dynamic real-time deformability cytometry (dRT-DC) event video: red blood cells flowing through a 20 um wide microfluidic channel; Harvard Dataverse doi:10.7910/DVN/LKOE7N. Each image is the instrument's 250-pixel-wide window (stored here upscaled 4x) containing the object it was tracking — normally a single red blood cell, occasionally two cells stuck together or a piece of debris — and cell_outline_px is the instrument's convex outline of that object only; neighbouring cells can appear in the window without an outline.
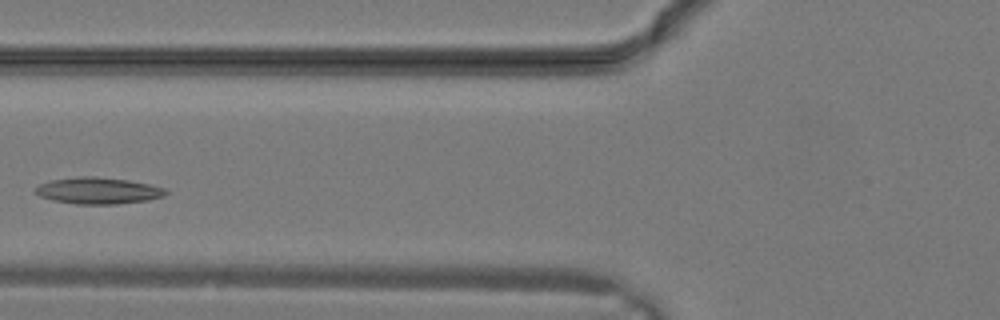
{"species": "common noctule bat (a hibernating species)", "species_latin": "Nyctalus noctula", "temperature_condition": "warm", "stored_images_in_passage": 5, "camera_frame_rate_fps": 3000, "um_per_image_px": 0.085, "animal": {"sex": "male", "body_mass_g": 19.2, "forearm_length_mm": 51.8}, "frame": {"image": 1, "passage_image": 4, "time_ms": 1.0, "image_size_px": [1000, 320], "cell_outline_px": [[168, 192], [164, 196], [148, 200], [116, 204], [76, 204], [52, 200], [40, 196], [36, 192], [36, 188], [40, 184], [52, 180], [84, 176], [96, 176], [128, 180], [148, 184], [164, 188]], "centroid_in_image_um": [8.36, 16.21], "position_along_channel_um": 117.4, "area_um2": 19.94}}